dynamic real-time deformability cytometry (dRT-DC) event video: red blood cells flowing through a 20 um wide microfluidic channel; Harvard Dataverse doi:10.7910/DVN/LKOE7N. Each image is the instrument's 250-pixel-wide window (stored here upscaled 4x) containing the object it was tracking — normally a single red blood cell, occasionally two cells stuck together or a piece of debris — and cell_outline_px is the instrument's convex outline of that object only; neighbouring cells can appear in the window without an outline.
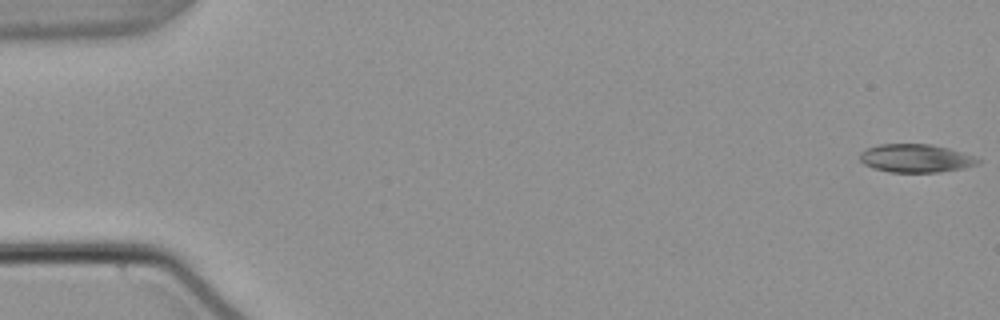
{"species": "common noctule bat (a hibernating species)", "species_latin": "Nyctalus noctula", "temperature_condition": "warm", "stored_images_in_passage": 10, "camera_frame_rate_fps": 3000, "um_per_image_px": 0.085, "animal": {"sex": "male", "body_mass_g": 21.5, "forearm_length_mm": 52.0}, "frame": {"image": 1, "passage_image": 1, "time_ms": 0.0, "image_size_px": [1000, 320], "cell_outline_px": [[980, 164], [964, 168], [940, 172], [888, 172], [872, 168], [864, 164], [860, 160], [860, 152], [868, 148], [880, 144], [928, 144], [948, 148], [976, 156], [980, 160]], "centroid_in_image_um": [77.86, 13.46], "position_along_channel_um": 7.1, "area_um2": 19.54}}